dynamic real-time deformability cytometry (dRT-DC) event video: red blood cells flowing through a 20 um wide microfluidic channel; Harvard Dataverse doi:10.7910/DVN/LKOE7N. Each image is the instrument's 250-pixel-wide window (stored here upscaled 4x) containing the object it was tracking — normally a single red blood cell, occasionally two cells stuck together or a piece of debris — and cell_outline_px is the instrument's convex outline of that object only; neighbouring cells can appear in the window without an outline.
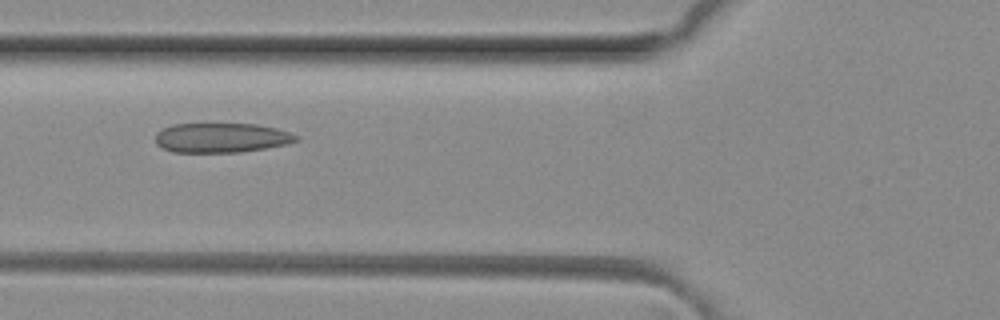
{"species": "common noctule bat (a hibernating species)", "species_latin": "Nyctalus noctula", "temperature_condition": "room temperature", "stored_images_in_passage": 2, "camera_frame_rate_fps": 3000, "um_per_image_px": 0.085, "animal": {"sex": "female", "body_mass_g": 29.2, "forearm_length_mm": 56.3}, "frame": {"image": 1, "passage_image": 2, "time_ms": 0.333, "image_size_px": [1000, 320], "cell_outline_px": [[300, 140], [288, 144], [240, 152], [172, 152], [156, 144], [156, 132], [172, 124], [256, 124], [276, 128], [300, 136]], "centroid_in_image_um": [18.84, 11.71], "position_along_channel_um": 107.0, "area_um2": 24.28}}